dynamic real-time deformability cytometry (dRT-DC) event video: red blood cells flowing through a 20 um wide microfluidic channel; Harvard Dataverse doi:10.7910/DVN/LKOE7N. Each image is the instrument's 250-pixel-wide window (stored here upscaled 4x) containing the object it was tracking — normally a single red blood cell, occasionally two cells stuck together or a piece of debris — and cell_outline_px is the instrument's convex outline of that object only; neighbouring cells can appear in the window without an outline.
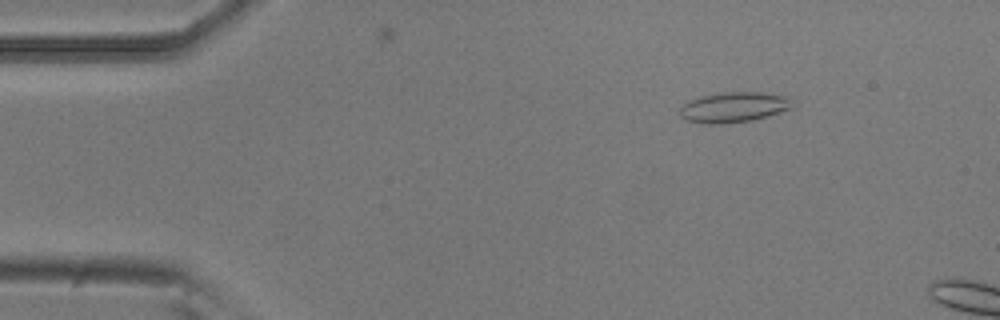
{"species": "common noctule bat (a hibernating species)", "species_latin": "Nyctalus noctula", "temperature_condition": "room temperature", "stored_images_in_passage": 8, "camera_frame_rate_fps": 3000, "um_per_image_px": 0.085, "animal": {"sex": "male", "body_mass_g": 20.5, "forearm_length_mm": 52.5}, "frame": {"image": 1, "passage_image": 1, "time_ms": 0.0, "image_size_px": [1000, 320], "cell_outline_px": [[792, 108], [768, 116], [752, 120], [720, 124], [708, 124], [684, 120], [680, 116], [680, 108], [688, 100], [700, 96], [724, 92], [760, 92], [792, 96]], "centroid_in_image_um": [62.38, 9.1], "position_along_channel_um": 22.6, "area_um2": 20.11}}